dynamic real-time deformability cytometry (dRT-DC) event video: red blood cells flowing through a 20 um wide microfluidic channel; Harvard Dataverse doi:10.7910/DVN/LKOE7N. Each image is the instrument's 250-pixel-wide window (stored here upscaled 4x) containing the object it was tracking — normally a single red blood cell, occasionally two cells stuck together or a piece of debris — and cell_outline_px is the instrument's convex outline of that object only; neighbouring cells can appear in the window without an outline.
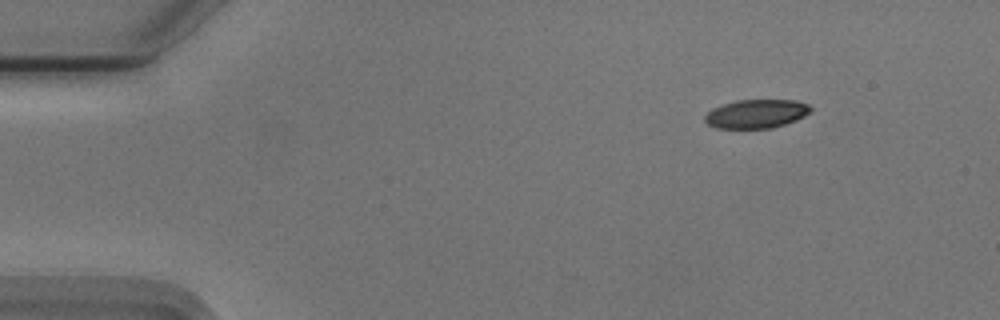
{"species": "Egyptian fruit bat (a non-hibernating species)", "species_latin": "Rousettus aegyptiacus", "temperature_condition": "cold", "stored_images_in_passage": 31, "camera_frame_rate_fps": 3000, "um_per_image_px": 0.085, "animal": {"sex": "male"}, "frame": {"image": 1, "passage_image": 1, "time_ms": 0.0, "image_size_px": [1000, 320], "cell_outline_px": [[812, 112], [796, 120], [772, 128], [716, 128], [708, 124], [704, 120], [704, 116], [712, 108], [736, 100], [796, 100], [808, 104], [812, 108]], "centroid_in_image_um": [64.3, 9.67], "position_along_channel_um": 20.7, "area_um2": 17.74}}
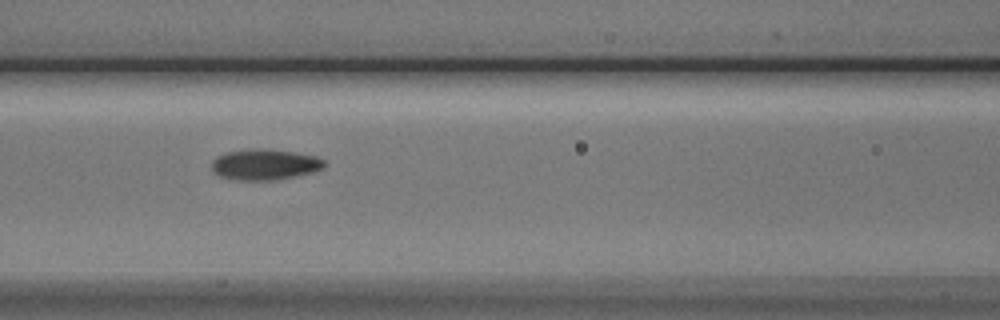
{"frame": {"image": 2, "passage_image": 18, "time_ms": 5.667, "image_size_px": [1000, 320], "cell_outline_px": [[324, 168], [312, 172], [272, 180], [240, 180], [220, 176], [212, 172], [212, 160], [216, 156], [228, 152], [248, 148], [264, 148], [296, 152], [316, 156], [324, 160]], "centroid_in_image_um": [22.48, 13.96], "position_along_channel_um": 144.1, "area_um2": 20.23}}
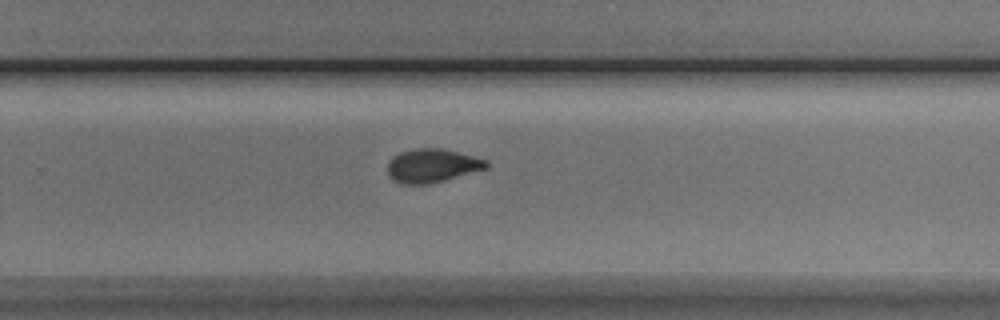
{"frame": {"image": 3, "passage_image": 30, "time_ms": 9.667, "image_size_px": [1000, 320], "cell_outline_px": [[488, 168], [444, 180], [428, 184], [400, 184], [392, 180], [388, 176], [388, 160], [392, 156], [400, 152], [416, 148], [440, 148], [488, 160]], "centroid_in_image_um": [36.68, 14.08], "position_along_channel_um": 293.1, "area_um2": 19.36}}